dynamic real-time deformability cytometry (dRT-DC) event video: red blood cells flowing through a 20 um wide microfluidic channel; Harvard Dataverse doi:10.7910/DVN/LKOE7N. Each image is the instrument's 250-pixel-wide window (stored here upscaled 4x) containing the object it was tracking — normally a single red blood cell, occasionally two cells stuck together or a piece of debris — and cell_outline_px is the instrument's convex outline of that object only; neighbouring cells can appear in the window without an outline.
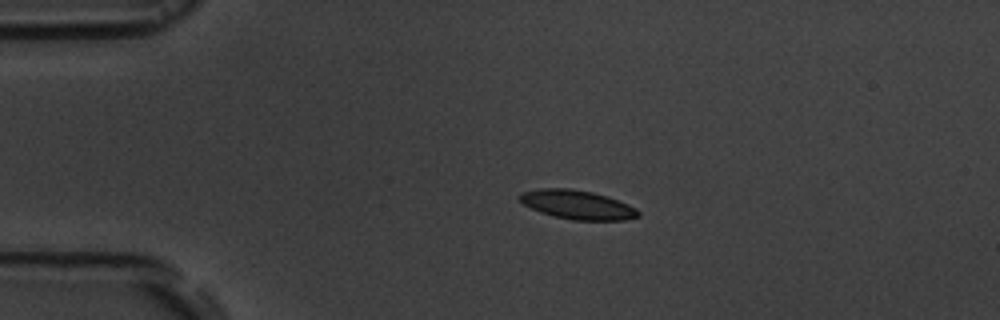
{"species": "common noctule bat (a hibernating species)", "species_latin": "Nyctalus noctula", "temperature_condition": "room temperature", "stored_images_in_passage": 3, "camera_frame_rate_fps": 3000, "um_per_image_px": 0.085, "animal": {"sex": "male", "body_mass_g": 19.5, "forearm_length_mm": 54.6}, "frame": {"image": 1, "passage_image": 1, "time_ms": 0.0, "image_size_px": [1000, 320], "cell_outline_px": [[640, 216], [624, 220], [572, 220], [540, 212], [524, 204], [520, 200], [520, 196], [524, 192], [540, 188], [572, 188], [592, 192], [608, 196], [628, 204], [636, 208], [640, 212]], "centroid_in_image_um": [49.13, 17.4], "position_along_channel_um": 35.9, "area_um2": 19.88}}
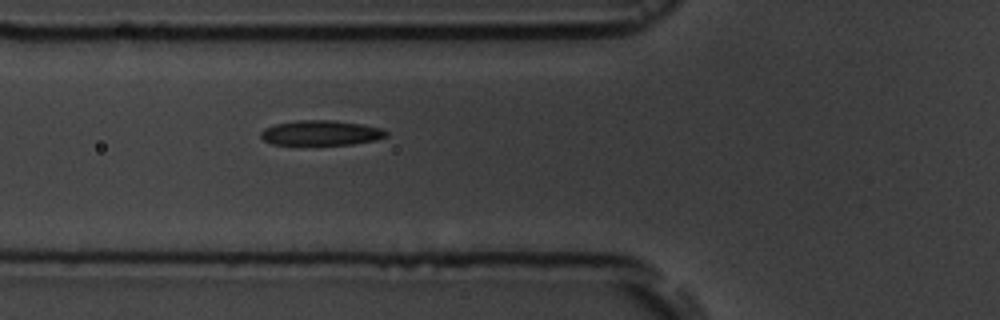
{"frame": {"image": 2, "passage_image": 3, "time_ms": 9.333, "image_size_px": [1000, 320], "cell_outline_px": [[388, 136], [376, 140], [352, 144], [272, 144], [264, 140], [260, 136], [260, 132], [264, 128], [276, 124], [296, 120], [332, 120], [360, 124], [380, 128], [388, 132]], "centroid_in_image_um": [27.27, 11.29], "position_along_channel_um": 98.5, "area_um2": 18.09}}